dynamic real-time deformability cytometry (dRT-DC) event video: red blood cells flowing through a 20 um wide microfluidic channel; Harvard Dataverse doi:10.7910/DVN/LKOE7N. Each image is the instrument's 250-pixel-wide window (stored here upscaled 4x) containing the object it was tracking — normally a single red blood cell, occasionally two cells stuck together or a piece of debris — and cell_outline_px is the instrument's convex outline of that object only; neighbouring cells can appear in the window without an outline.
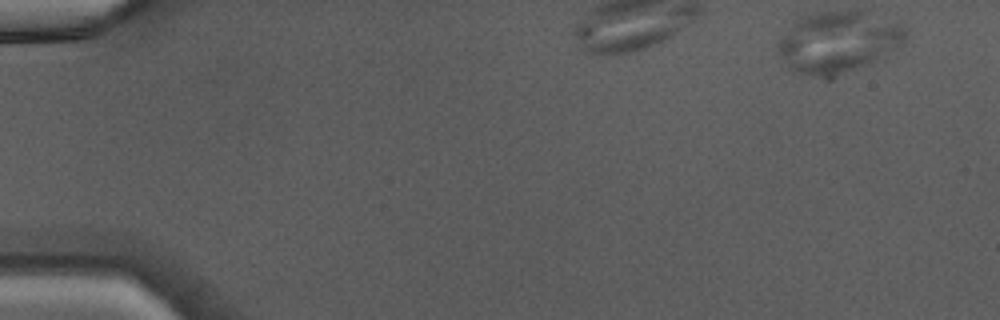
{"species": "Egyptian fruit bat (a non-hibernating species)", "species_latin": "Rousettus aegyptiacus", "temperature_condition": "warm", "stored_images_in_passage": 34, "camera_frame_rate_fps": 3000, "um_per_image_px": 0.085, "animal": {"sex": "male"}, "frame": {"image": 1, "passage_image": 1, "time_ms": 0.0, "image_size_px": [1000, 320], "cell_outline_px": [[908, 40], [896, 48], [868, 64], [840, 72], [816, 76], [796, 72], [788, 68], [776, 52], [776, 44], [792, 20], [816, 12], [860, 12], [896, 20], [908, 32]], "centroid_in_image_um": [71.2, 3.53], "position_along_channel_um": 13.8, "area_um2": 44.97}}
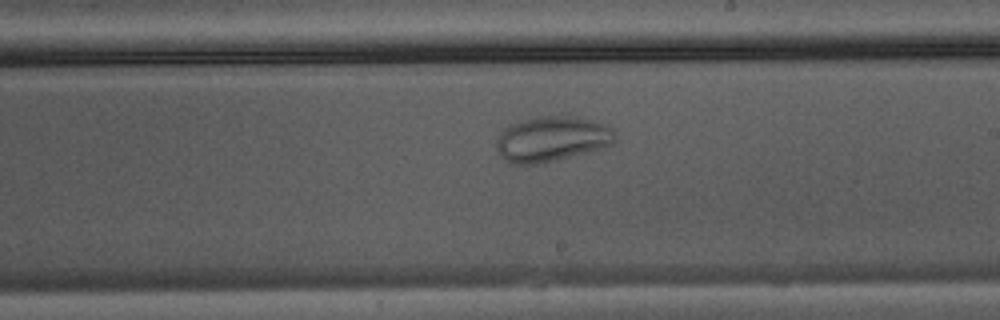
{"frame": {"image": 2, "passage_image": 20, "time_ms": 6.333, "image_size_px": [1000, 320], "cell_outline_px": [[616, 140], [612, 144], [604, 148], [540, 164], [508, 164], [500, 156], [496, 148], [496, 140], [500, 132], [508, 124], [520, 120], [540, 116], [576, 116], [592, 120], [604, 124], [612, 128], [616, 136]], "centroid_in_image_um": [46.88, 11.81], "position_along_channel_um": 242.1, "area_um2": 31.79}}
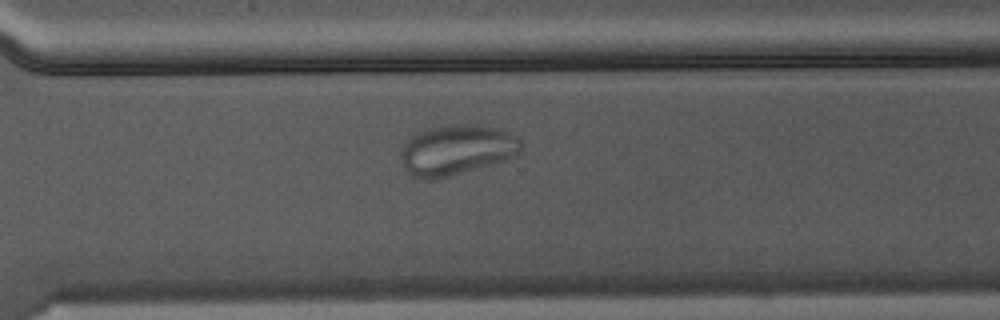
{"frame": {"image": 3, "passage_image": 26, "time_ms": 8.333, "image_size_px": [1000, 320], "cell_outline_px": [[524, 148], [516, 156], [492, 164], [448, 176], [428, 180], [412, 176], [408, 172], [404, 164], [404, 148], [408, 140], [416, 132], [428, 128], [452, 124], [476, 124], [496, 128], [508, 132], [516, 136], [520, 140]], "centroid_in_image_um": [38.88, 12.72], "position_along_channel_um": 331.7, "area_um2": 34.74}}